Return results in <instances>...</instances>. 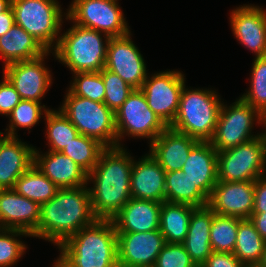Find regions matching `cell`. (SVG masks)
Returning <instances> with one entry per match:
<instances>
[{
	"instance_id": "1",
	"label": "cell",
	"mask_w": 266,
	"mask_h": 267,
	"mask_svg": "<svg viewBox=\"0 0 266 267\" xmlns=\"http://www.w3.org/2000/svg\"><path fill=\"white\" fill-rule=\"evenodd\" d=\"M123 147H106L88 174L91 207L97 219L112 220L131 197L133 159Z\"/></svg>"
},
{
	"instance_id": "2",
	"label": "cell",
	"mask_w": 266,
	"mask_h": 267,
	"mask_svg": "<svg viewBox=\"0 0 266 267\" xmlns=\"http://www.w3.org/2000/svg\"><path fill=\"white\" fill-rule=\"evenodd\" d=\"M96 220L89 189L85 185L60 188L51 200L41 205L38 227L31 237L44 238L59 246Z\"/></svg>"
},
{
	"instance_id": "3",
	"label": "cell",
	"mask_w": 266,
	"mask_h": 267,
	"mask_svg": "<svg viewBox=\"0 0 266 267\" xmlns=\"http://www.w3.org/2000/svg\"><path fill=\"white\" fill-rule=\"evenodd\" d=\"M54 267H117V232L112 220L97 219L59 245Z\"/></svg>"
},
{
	"instance_id": "4",
	"label": "cell",
	"mask_w": 266,
	"mask_h": 267,
	"mask_svg": "<svg viewBox=\"0 0 266 267\" xmlns=\"http://www.w3.org/2000/svg\"><path fill=\"white\" fill-rule=\"evenodd\" d=\"M210 90L182 89L179 109L170 128L200 142H209L215 132L221 101Z\"/></svg>"
},
{
	"instance_id": "5",
	"label": "cell",
	"mask_w": 266,
	"mask_h": 267,
	"mask_svg": "<svg viewBox=\"0 0 266 267\" xmlns=\"http://www.w3.org/2000/svg\"><path fill=\"white\" fill-rule=\"evenodd\" d=\"M100 33L74 24L59 36L58 45L53 48L55 57L73 73L101 71L105 68L109 38L104 43Z\"/></svg>"
},
{
	"instance_id": "6",
	"label": "cell",
	"mask_w": 266,
	"mask_h": 267,
	"mask_svg": "<svg viewBox=\"0 0 266 267\" xmlns=\"http://www.w3.org/2000/svg\"><path fill=\"white\" fill-rule=\"evenodd\" d=\"M60 110L77 128L79 134L98 140L105 147H117L115 113L104 103L66 93Z\"/></svg>"
},
{
	"instance_id": "7",
	"label": "cell",
	"mask_w": 266,
	"mask_h": 267,
	"mask_svg": "<svg viewBox=\"0 0 266 267\" xmlns=\"http://www.w3.org/2000/svg\"><path fill=\"white\" fill-rule=\"evenodd\" d=\"M15 24L32 35L47 51L55 48L60 37L62 12L56 0H12Z\"/></svg>"
},
{
	"instance_id": "8",
	"label": "cell",
	"mask_w": 266,
	"mask_h": 267,
	"mask_svg": "<svg viewBox=\"0 0 266 267\" xmlns=\"http://www.w3.org/2000/svg\"><path fill=\"white\" fill-rule=\"evenodd\" d=\"M218 181H255L266 174V142L263 134L217 152Z\"/></svg>"
},
{
	"instance_id": "9",
	"label": "cell",
	"mask_w": 266,
	"mask_h": 267,
	"mask_svg": "<svg viewBox=\"0 0 266 267\" xmlns=\"http://www.w3.org/2000/svg\"><path fill=\"white\" fill-rule=\"evenodd\" d=\"M255 117L259 124L265 122V118L241 98L229 108L222 104L214 135L209 142L217 152H221L260 136L251 135Z\"/></svg>"
},
{
	"instance_id": "10",
	"label": "cell",
	"mask_w": 266,
	"mask_h": 267,
	"mask_svg": "<svg viewBox=\"0 0 266 267\" xmlns=\"http://www.w3.org/2000/svg\"><path fill=\"white\" fill-rule=\"evenodd\" d=\"M117 0H74L66 19L81 27L104 33L105 38L130 33Z\"/></svg>"
},
{
	"instance_id": "11",
	"label": "cell",
	"mask_w": 266,
	"mask_h": 267,
	"mask_svg": "<svg viewBox=\"0 0 266 267\" xmlns=\"http://www.w3.org/2000/svg\"><path fill=\"white\" fill-rule=\"evenodd\" d=\"M117 146L124 133L150 138L152 143L168 126L148 106L141 89H134L115 112Z\"/></svg>"
},
{
	"instance_id": "12",
	"label": "cell",
	"mask_w": 266,
	"mask_h": 267,
	"mask_svg": "<svg viewBox=\"0 0 266 267\" xmlns=\"http://www.w3.org/2000/svg\"><path fill=\"white\" fill-rule=\"evenodd\" d=\"M184 75L177 71L160 72L148 76L140 88L149 108L169 127L178 112Z\"/></svg>"
},
{
	"instance_id": "13",
	"label": "cell",
	"mask_w": 266,
	"mask_h": 267,
	"mask_svg": "<svg viewBox=\"0 0 266 267\" xmlns=\"http://www.w3.org/2000/svg\"><path fill=\"white\" fill-rule=\"evenodd\" d=\"M107 45L105 69L116 73L134 89H140L147 77L146 65L130 39V33L121 37H110Z\"/></svg>"
},
{
	"instance_id": "14",
	"label": "cell",
	"mask_w": 266,
	"mask_h": 267,
	"mask_svg": "<svg viewBox=\"0 0 266 267\" xmlns=\"http://www.w3.org/2000/svg\"><path fill=\"white\" fill-rule=\"evenodd\" d=\"M166 244L160 230L117 233L120 267H153Z\"/></svg>"
},
{
	"instance_id": "15",
	"label": "cell",
	"mask_w": 266,
	"mask_h": 267,
	"mask_svg": "<svg viewBox=\"0 0 266 267\" xmlns=\"http://www.w3.org/2000/svg\"><path fill=\"white\" fill-rule=\"evenodd\" d=\"M255 181H217L208 206L217 215L249 219L254 207Z\"/></svg>"
},
{
	"instance_id": "16",
	"label": "cell",
	"mask_w": 266,
	"mask_h": 267,
	"mask_svg": "<svg viewBox=\"0 0 266 267\" xmlns=\"http://www.w3.org/2000/svg\"><path fill=\"white\" fill-rule=\"evenodd\" d=\"M14 62L4 66V76L11 82L21 99L40 102L51 84L50 71L44 67V56Z\"/></svg>"
},
{
	"instance_id": "17",
	"label": "cell",
	"mask_w": 266,
	"mask_h": 267,
	"mask_svg": "<svg viewBox=\"0 0 266 267\" xmlns=\"http://www.w3.org/2000/svg\"><path fill=\"white\" fill-rule=\"evenodd\" d=\"M41 206L18 194L14 189H0V228L35 232Z\"/></svg>"
},
{
	"instance_id": "18",
	"label": "cell",
	"mask_w": 266,
	"mask_h": 267,
	"mask_svg": "<svg viewBox=\"0 0 266 267\" xmlns=\"http://www.w3.org/2000/svg\"><path fill=\"white\" fill-rule=\"evenodd\" d=\"M231 26L236 38L254 51L256 57L266 56V13L257 6H242L231 14Z\"/></svg>"
},
{
	"instance_id": "19",
	"label": "cell",
	"mask_w": 266,
	"mask_h": 267,
	"mask_svg": "<svg viewBox=\"0 0 266 267\" xmlns=\"http://www.w3.org/2000/svg\"><path fill=\"white\" fill-rule=\"evenodd\" d=\"M199 141L167 127L150 143V153L166 172L181 170L191 149Z\"/></svg>"
},
{
	"instance_id": "20",
	"label": "cell",
	"mask_w": 266,
	"mask_h": 267,
	"mask_svg": "<svg viewBox=\"0 0 266 267\" xmlns=\"http://www.w3.org/2000/svg\"><path fill=\"white\" fill-rule=\"evenodd\" d=\"M166 171L152 157L145 155L137 163L133 161L131 171V197L165 202Z\"/></svg>"
},
{
	"instance_id": "21",
	"label": "cell",
	"mask_w": 266,
	"mask_h": 267,
	"mask_svg": "<svg viewBox=\"0 0 266 267\" xmlns=\"http://www.w3.org/2000/svg\"><path fill=\"white\" fill-rule=\"evenodd\" d=\"M161 202L131 198L112 219L117 233L159 230Z\"/></svg>"
},
{
	"instance_id": "22",
	"label": "cell",
	"mask_w": 266,
	"mask_h": 267,
	"mask_svg": "<svg viewBox=\"0 0 266 267\" xmlns=\"http://www.w3.org/2000/svg\"><path fill=\"white\" fill-rule=\"evenodd\" d=\"M34 164L59 188H76L87 185L88 174L70 157L61 152L49 151L43 156L34 149Z\"/></svg>"
},
{
	"instance_id": "23",
	"label": "cell",
	"mask_w": 266,
	"mask_h": 267,
	"mask_svg": "<svg viewBox=\"0 0 266 267\" xmlns=\"http://www.w3.org/2000/svg\"><path fill=\"white\" fill-rule=\"evenodd\" d=\"M181 170L209 198L218 181L217 150L210 142L199 141Z\"/></svg>"
},
{
	"instance_id": "24",
	"label": "cell",
	"mask_w": 266,
	"mask_h": 267,
	"mask_svg": "<svg viewBox=\"0 0 266 267\" xmlns=\"http://www.w3.org/2000/svg\"><path fill=\"white\" fill-rule=\"evenodd\" d=\"M34 149L17 137L7 136L0 145V189H13L16 180L34 164Z\"/></svg>"
},
{
	"instance_id": "25",
	"label": "cell",
	"mask_w": 266,
	"mask_h": 267,
	"mask_svg": "<svg viewBox=\"0 0 266 267\" xmlns=\"http://www.w3.org/2000/svg\"><path fill=\"white\" fill-rule=\"evenodd\" d=\"M214 215L208 205L196 207L191 213L183 245L197 267H201L213 252L210 244V227Z\"/></svg>"
},
{
	"instance_id": "26",
	"label": "cell",
	"mask_w": 266,
	"mask_h": 267,
	"mask_svg": "<svg viewBox=\"0 0 266 267\" xmlns=\"http://www.w3.org/2000/svg\"><path fill=\"white\" fill-rule=\"evenodd\" d=\"M46 52L47 50L32 35L16 24L0 37V55L5 60V66L35 59Z\"/></svg>"
},
{
	"instance_id": "27",
	"label": "cell",
	"mask_w": 266,
	"mask_h": 267,
	"mask_svg": "<svg viewBox=\"0 0 266 267\" xmlns=\"http://www.w3.org/2000/svg\"><path fill=\"white\" fill-rule=\"evenodd\" d=\"M195 208L188 204L162 202L159 230L166 243L183 244L188 232L191 213Z\"/></svg>"
},
{
	"instance_id": "28",
	"label": "cell",
	"mask_w": 266,
	"mask_h": 267,
	"mask_svg": "<svg viewBox=\"0 0 266 267\" xmlns=\"http://www.w3.org/2000/svg\"><path fill=\"white\" fill-rule=\"evenodd\" d=\"M265 244V240L257 232L251 220L239 218L233 254L245 267H258Z\"/></svg>"
},
{
	"instance_id": "29",
	"label": "cell",
	"mask_w": 266,
	"mask_h": 267,
	"mask_svg": "<svg viewBox=\"0 0 266 267\" xmlns=\"http://www.w3.org/2000/svg\"><path fill=\"white\" fill-rule=\"evenodd\" d=\"M165 201L203 207L208 204V197L182 170H176L165 174Z\"/></svg>"
},
{
	"instance_id": "30",
	"label": "cell",
	"mask_w": 266,
	"mask_h": 267,
	"mask_svg": "<svg viewBox=\"0 0 266 267\" xmlns=\"http://www.w3.org/2000/svg\"><path fill=\"white\" fill-rule=\"evenodd\" d=\"M13 189L41 206L51 200L60 188L33 164L16 180Z\"/></svg>"
},
{
	"instance_id": "31",
	"label": "cell",
	"mask_w": 266,
	"mask_h": 267,
	"mask_svg": "<svg viewBox=\"0 0 266 267\" xmlns=\"http://www.w3.org/2000/svg\"><path fill=\"white\" fill-rule=\"evenodd\" d=\"M105 148L98 140L79 134L62 149L61 153L70 157L89 174L98 163L99 156Z\"/></svg>"
},
{
	"instance_id": "32",
	"label": "cell",
	"mask_w": 266,
	"mask_h": 267,
	"mask_svg": "<svg viewBox=\"0 0 266 267\" xmlns=\"http://www.w3.org/2000/svg\"><path fill=\"white\" fill-rule=\"evenodd\" d=\"M49 151L61 152L72 139L79 135L77 128L59 111L48 110L45 114Z\"/></svg>"
},
{
	"instance_id": "33",
	"label": "cell",
	"mask_w": 266,
	"mask_h": 267,
	"mask_svg": "<svg viewBox=\"0 0 266 267\" xmlns=\"http://www.w3.org/2000/svg\"><path fill=\"white\" fill-rule=\"evenodd\" d=\"M239 218L215 214L210 227V244L215 252L233 253Z\"/></svg>"
},
{
	"instance_id": "34",
	"label": "cell",
	"mask_w": 266,
	"mask_h": 267,
	"mask_svg": "<svg viewBox=\"0 0 266 267\" xmlns=\"http://www.w3.org/2000/svg\"><path fill=\"white\" fill-rule=\"evenodd\" d=\"M240 98L266 119V56L254 59L251 88Z\"/></svg>"
},
{
	"instance_id": "35",
	"label": "cell",
	"mask_w": 266,
	"mask_h": 267,
	"mask_svg": "<svg viewBox=\"0 0 266 267\" xmlns=\"http://www.w3.org/2000/svg\"><path fill=\"white\" fill-rule=\"evenodd\" d=\"M40 102H35L31 100L22 99L12 110V112L8 115L10 116V126L9 131L6 133L9 137H16V128H31L37 122L42 115V108H44V114L49 109H45V105L43 107L40 105Z\"/></svg>"
},
{
	"instance_id": "36",
	"label": "cell",
	"mask_w": 266,
	"mask_h": 267,
	"mask_svg": "<svg viewBox=\"0 0 266 267\" xmlns=\"http://www.w3.org/2000/svg\"><path fill=\"white\" fill-rule=\"evenodd\" d=\"M100 73L105 87L103 103L115 113L127 100L134 88L110 70L103 68Z\"/></svg>"
},
{
	"instance_id": "37",
	"label": "cell",
	"mask_w": 266,
	"mask_h": 267,
	"mask_svg": "<svg viewBox=\"0 0 266 267\" xmlns=\"http://www.w3.org/2000/svg\"><path fill=\"white\" fill-rule=\"evenodd\" d=\"M74 82L69 90L76 96L88 98L95 102H104L105 87L99 72L74 73Z\"/></svg>"
},
{
	"instance_id": "38",
	"label": "cell",
	"mask_w": 266,
	"mask_h": 267,
	"mask_svg": "<svg viewBox=\"0 0 266 267\" xmlns=\"http://www.w3.org/2000/svg\"><path fill=\"white\" fill-rule=\"evenodd\" d=\"M18 235L30 236L22 230L0 228V267L12 266L22 257L26 247L22 241L14 238Z\"/></svg>"
},
{
	"instance_id": "39",
	"label": "cell",
	"mask_w": 266,
	"mask_h": 267,
	"mask_svg": "<svg viewBox=\"0 0 266 267\" xmlns=\"http://www.w3.org/2000/svg\"><path fill=\"white\" fill-rule=\"evenodd\" d=\"M153 267H197L183 244L166 243Z\"/></svg>"
},
{
	"instance_id": "40",
	"label": "cell",
	"mask_w": 266,
	"mask_h": 267,
	"mask_svg": "<svg viewBox=\"0 0 266 267\" xmlns=\"http://www.w3.org/2000/svg\"><path fill=\"white\" fill-rule=\"evenodd\" d=\"M21 100L19 93L4 76L3 82L0 83V114L9 115Z\"/></svg>"
},
{
	"instance_id": "41",
	"label": "cell",
	"mask_w": 266,
	"mask_h": 267,
	"mask_svg": "<svg viewBox=\"0 0 266 267\" xmlns=\"http://www.w3.org/2000/svg\"><path fill=\"white\" fill-rule=\"evenodd\" d=\"M201 267H245L233 253L213 251Z\"/></svg>"
},
{
	"instance_id": "42",
	"label": "cell",
	"mask_w": 266,
	"mask_h": 267,
	"mask_svg": "<svg viewBox=\"0 0 266 267\" xmlns=\"http://www.w3.org/2000/svg\"><path fill=\"white\" fill-rule=\"evenodd\" d=\"M252 213H266V175L255 180Z\"/></svg>"
},
{
	"instance_id": "43",
	"label": "cell",
	"mask_w": 266,
	"mask_h": 267,
	"mask_svg": "<svg viewBox=\"0 0 266 267\" xmlns=\"http://www.w3.org/2000/svg\"><path fill=\"white\" fill-rule=\"evenodd\" d=\"M15 25L14 13L11 6L0 13V37L6 34Z\"/></svg>"
},
{
	"instance_id": "44",
	"label": "cell",
	"mask_w": 266,
	"mask_h": 267,
	"mask_svg": "<svg viewBox=\"0 0 266 267\" xmlns=\"http://www.w3.org/2000/svg\"><path fill=\"white\" fill-rule=\"evenodd\" d=\"M249 219L266 242V213H252Z\"/></svg>"
},
{
	"instance_id": "45",
	"label": "cell",
	"mask_w": 266,
	"mask_h": 267,
	"mask_svg": "<svg viewBox=\"0 0 266 267\" xmlns=\"http://www.w3.org/2000/svg\"><path fill=\"white\" fill-rule=\"evenodd\" d=\"M12 0H0V13L5 12L11 6Z\"/></svg>"
},
{
	"instance_id": "46",
	"label": "cell",
	"mask_w": 266,
	"mask_h": 267,
	"mask_svg": "<svg viewBox=\"0 0 266 267\" xmlns=\"http://www.w3.org/2000/svg\"><path fill=\"white\" fill-rule=\"evenodd\" d=\"M258 267H266V244L263 252V257L261 260V263L258 265Z\"/></svg>"
},
{
	"instance_id": "47",
	"label": "cell",
	"mask_w": 266,
	"mask_h": 267,
	"mask_svg": "<svg viewBox=\"0 0 266 267\" xmlns=\"http://www.w3.org/2000/svg\"><path fill=\"white\" fill-rule=\"evenodd\" d=\"M1 134H3L2 132H0V145H1V142L7 137V135H5V137L3 136L2 137V135Z\"/></svg>"
},
{
	"instance_id": "48",
	"label": "cell",
	"mask_w": 266,
	"mask_h": 267,
	"mask_svg": "<svg viewBox=\"0 0 266 267\" xmlns=\"http://www.w3.org/2000/svg\"><path fill=\"white\" fill-rule=\"evenodd\" d=\"M264 124H265V127H266V119H265ZM265 131H266V129H265ZM262 134H263V136H264V138H265V142H266V132H265V133H262Z\"/></svg>"
}]
</instances>
